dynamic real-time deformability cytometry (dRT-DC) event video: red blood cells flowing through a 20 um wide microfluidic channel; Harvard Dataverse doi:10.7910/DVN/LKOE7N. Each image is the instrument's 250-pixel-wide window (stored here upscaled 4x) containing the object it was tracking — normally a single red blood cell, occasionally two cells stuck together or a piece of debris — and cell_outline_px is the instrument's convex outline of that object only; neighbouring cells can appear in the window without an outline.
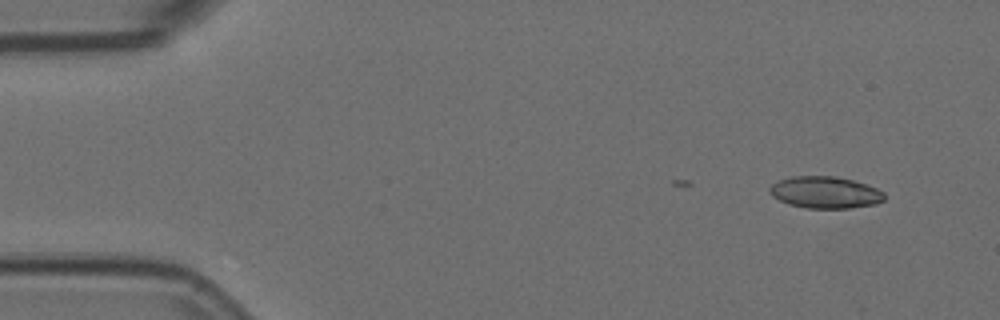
{"species": "Egyptian fruit bat (a non-hibernating species)", "species_latin": "Rousettus aegyptiacus", "temperature_condition": "room temperature", "stored_images_in_passage": 2, "camera_frame_rate_fps": 3000, "um_per_image_px": 0.085, "animal": {"sex": "female"}, "frame": {"image": 1, "passage_image": 2, "time_ms": 0.333, "image_size_px": [1000, 320], "cell_outline_px": [[884, 200], [876, 204], [848, 208], [808, 208], [788, 204], [772, 196], [768, 192], [768, 188], [776, 180], [792, 176], [836, 176], [852, 180], [876, 188], [884, 192]], "centroid_in_image_um": [70.1, 16.35], "position_along_channel_um": 14.9, "area_um2": 21.33}}